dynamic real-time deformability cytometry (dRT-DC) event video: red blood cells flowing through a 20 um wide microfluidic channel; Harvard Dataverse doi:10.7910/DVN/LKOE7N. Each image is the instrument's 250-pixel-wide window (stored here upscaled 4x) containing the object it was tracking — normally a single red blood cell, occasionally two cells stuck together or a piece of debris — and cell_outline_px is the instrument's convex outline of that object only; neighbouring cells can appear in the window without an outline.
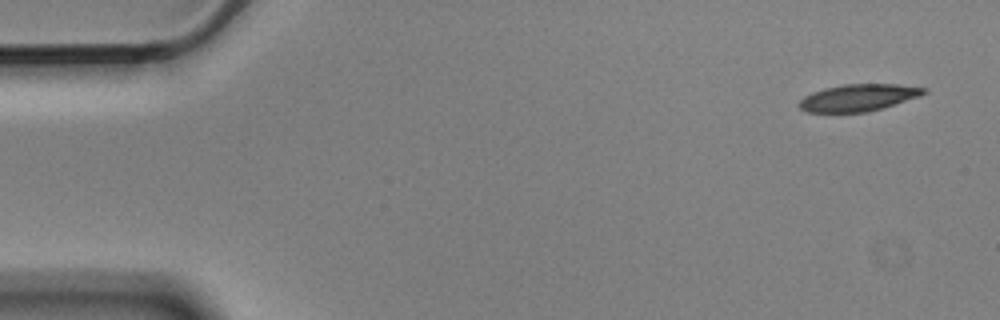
{"species": "Egyptian fruit bat (a non-hibernating species)", "species_latin": "Rousettus aegyptiacus", "temperature_condition": "cold", "stored_images_in_passage": 4, "camera_frame_rate_fps": 3000, "um_per_image_px": 0.085, "animal": {"sex": "male"}, "frame": {"image": 1, "passage_image": 1, "time_ms": 0.0, "image_size_px": [1000, 320], "cell_outline_px": [[928, 92], [920, 96], [868, 112], [808, 112], [800, 108], [796, 104], [804, 96], [812, 92], [824, 88], [844, 84], [896, 84], [928, 88]], "centroid_in_image_um": [72.95, 8.29], "position_along_channel_um": 12.0, "area_um2": 19.59}}